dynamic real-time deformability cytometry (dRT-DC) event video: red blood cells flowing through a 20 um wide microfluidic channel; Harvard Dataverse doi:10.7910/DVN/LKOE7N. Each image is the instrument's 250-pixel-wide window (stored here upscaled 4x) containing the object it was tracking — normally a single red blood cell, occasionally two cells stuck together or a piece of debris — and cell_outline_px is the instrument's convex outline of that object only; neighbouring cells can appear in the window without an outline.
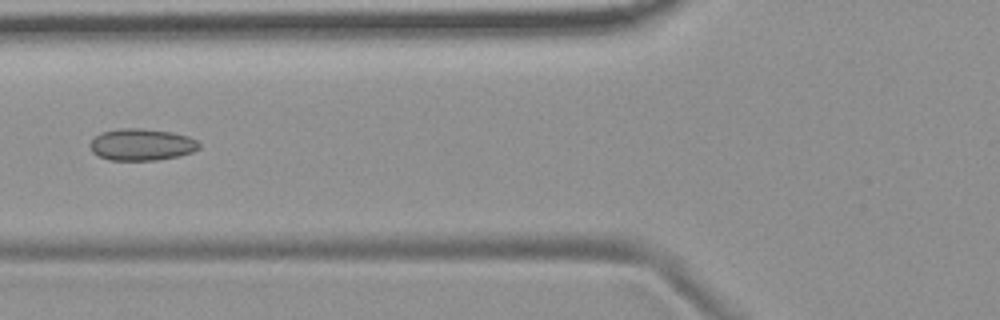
{"species": "common noctule bat (a hibernating species)", "species_latin": "Nyctalus noctula", "temperature_condition": "room temperature", "stored_images_in_passage": 6, "camera_frame_rate_fps": 3000, "um_per_image_px": 0.085, "animal": {"sex": "female", "body_mass_g": 19.9}, "frame": {"image": 1, "passage_image": 6, "time_ms": 5.667, "image_size_px": [1000, 320], "cell_outline_px": [[200, 148], [192, 152], [180, 156], [156, 160], [108, 160], [92, 152], [88, 144], [100, 132], [120, 128], [140, 128], [172, 132], [188, 136], [196, 140], [200, 144]], "centroid_in_image_um": [12.03, 12.29], "position_along_channel_um": 113.8, "area_um2": 20.35}}